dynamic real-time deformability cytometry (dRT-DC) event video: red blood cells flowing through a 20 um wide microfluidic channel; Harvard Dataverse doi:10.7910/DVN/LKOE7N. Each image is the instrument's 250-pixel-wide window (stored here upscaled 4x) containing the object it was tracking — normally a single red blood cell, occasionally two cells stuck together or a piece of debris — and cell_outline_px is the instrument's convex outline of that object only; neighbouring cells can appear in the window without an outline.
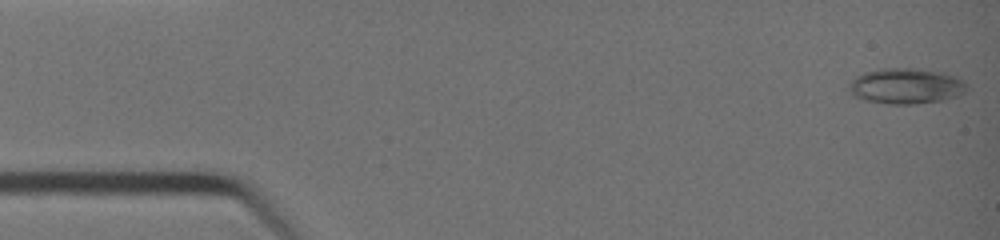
{"species": "common noctule bat (a hibernating species)", "species_latin": "Nyctalus noctula", "temperature_condition": "warm", "stored_images_in_passage": 40, "camera_frame_rate_fps": 3000, "um_per_image_px": 0.085, "animal": {"sex": "female", "body_mass_g": 19.0, "forearm_length_mm": 51.5}, "frame": {"image": 1, "passage_image": 1, "time_ms": 0.0, "image_size_px": [1000, 240], "cell_outline_px": [[968, 88], [964, 92], [956, 96], [944, 100], [916, 104], [888, 104], [868, 100], [852, 96], [848, 88], [852, 80], [856, 76], [864, 72], [880, 68], [920, 68], [944, 72], [956, 76], [964, 80], [968, 84]], "centroid_in_image_um": [77.04, 7.3], "position_along_channel_um": 8.0, "area_um2": 24.8}}
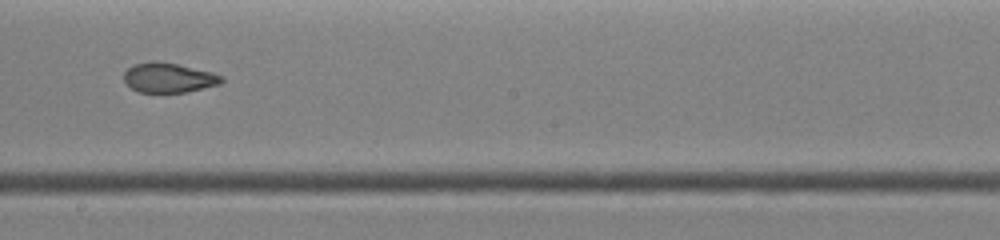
{"frame": {"image": 2, "passage_image": 23, "time_ms": 7.333, "image_size_px": [1000, 240], "cell_outline_px": [[224, 80], [220, 84], [204, 88], [184, 92], [136, 92], [124, 84], [124, 72], [132, 64], [152, 60], [156, 60], [176, 64], [212, 72], [224, 76]], "centroid_in_image_um": [14.29, 6.6], "position_along_channel_um": 233.9, "area_um2": 17.17}}
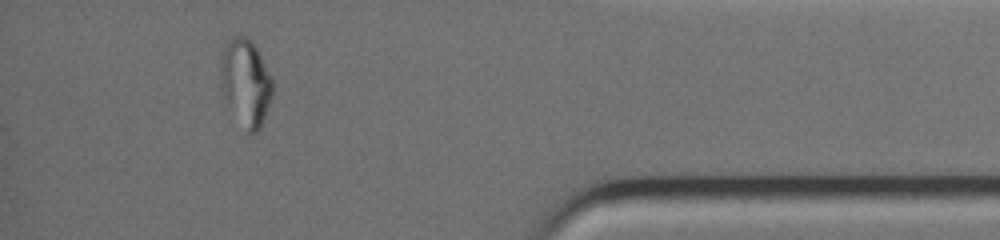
{"frame": {"image": 3, "passage_image": 36, "time_ms": 11.667, "image_size_px": [1000, 240], "cell_outline_px": [[272, 92], [260, 128], [256, 132], [244, 132], [220, 96], [220, 64], [224, 48], [228, 40], [232, 36], [244, 36], [252, 40], [272, 80]], "centroid_in_image_um": [20.81, 7.06], "position_along_channel_um": 414.4, "area_um2": 26.53}, "authors_computed_cell_mechanics": {"area_um2": 19.7387, "velocity_mm_per_s": 4.7977, "shape_relaxation_time_tau1_ms": null, "shape_relaxation_time_tau2_ms": 1.066, "deformation_change_tau1": null, "deformation_change_tau2": 0.0565}}